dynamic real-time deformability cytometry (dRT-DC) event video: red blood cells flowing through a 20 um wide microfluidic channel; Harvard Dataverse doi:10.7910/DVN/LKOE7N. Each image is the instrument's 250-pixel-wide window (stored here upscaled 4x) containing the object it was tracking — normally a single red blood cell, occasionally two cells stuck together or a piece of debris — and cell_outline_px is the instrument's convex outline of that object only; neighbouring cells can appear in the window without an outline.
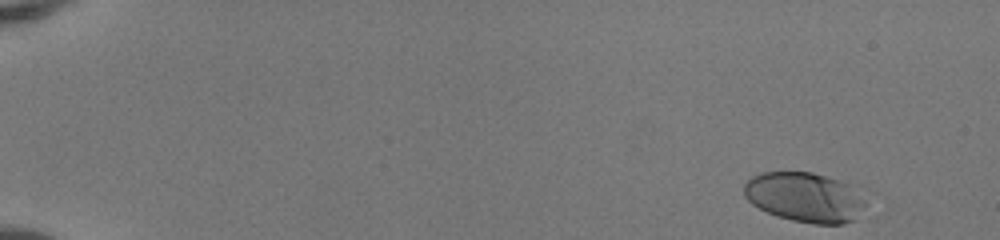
{"species": "human", "species_latin": "Homo sapiens", "temperature_condition": "room temperature", "stored_images_in_passage": 48, "camera_frame_rate_fps": 3000, "um_per_image_px": 0.085, "donor": {"sex": "female"}, "frame": {"image": 1, "passage_image": 1, "time_ms": 0.0, "image_size_px": [1000, 240], "cell_outline_px": [[876, 192], [868, 204], [856, 220], [844, 224], [812, 224], [792, 220], [776, 216], [752, 204], [744, 196], [744, 184], [752, 176], [764, 172], [812, 172], [860, 184]], "centroid_in_image_um": [68.68, 16.74], "position_along_channel_um": 16.3, "area_um2": 37.51}}
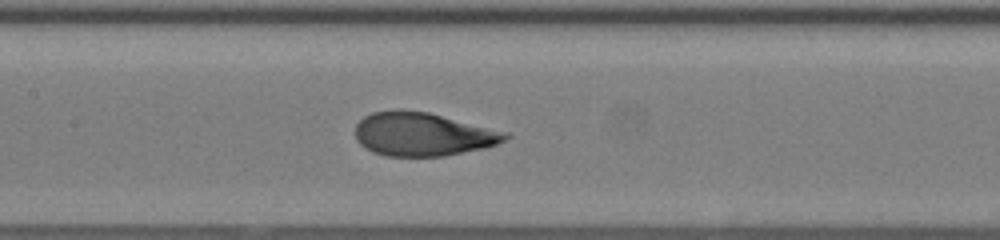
{"frame": {"image": 2, "passage_image": 24, "time_ms": 7.667, "image_size_px": [1000, 240], "cell_outline_px": [[512, 136], [496, 144], [484, 148], [444, 156], [388, 156], [372, 152], [364, 148], [356, 140], [356, 124], [364, 116], [372, 112], [396, 108], [400, 108], [428, 112], [508, 132]], "centroid_in_image_um": [35.91, 11.39], "position_along_channel_um": 171.5, "area_um2": 38.32}}
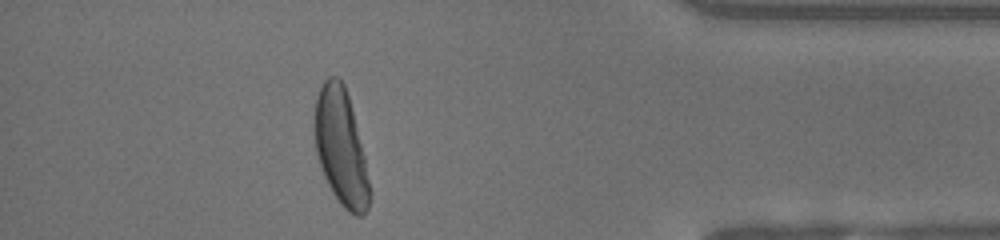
{"frame": {"image": 3, "passage_image": 43, "time_ms": 14.0, "image_size_px": [1000, 240], "cell_outline_px": [[372, 196], [368, 208], [364, 216], [356, 216], [348, 212], [340, 204], [332, 192], [320, 168], [316, 152], [316, 100], [320, 88], [324, 80], [328, 76], [340, 76], [344, 84], [348, 96], [364, 156], [372, 192]], "centroid_in_image_um": [29.01, 12.59], "position_along_channel_um": 406.2, "area_um2": 36.99}, "authors_computed_cell_mechanics": {"area_um2": 37.5411, "velocity_mm_per_s": 4.1553, "shape_relaxation_time_tau1_ms": 3.595, "shape_relaxation_time_tau2_ms": null, "deformation_change_tau1": 0.2214, "deformation_change_tau2": null}}